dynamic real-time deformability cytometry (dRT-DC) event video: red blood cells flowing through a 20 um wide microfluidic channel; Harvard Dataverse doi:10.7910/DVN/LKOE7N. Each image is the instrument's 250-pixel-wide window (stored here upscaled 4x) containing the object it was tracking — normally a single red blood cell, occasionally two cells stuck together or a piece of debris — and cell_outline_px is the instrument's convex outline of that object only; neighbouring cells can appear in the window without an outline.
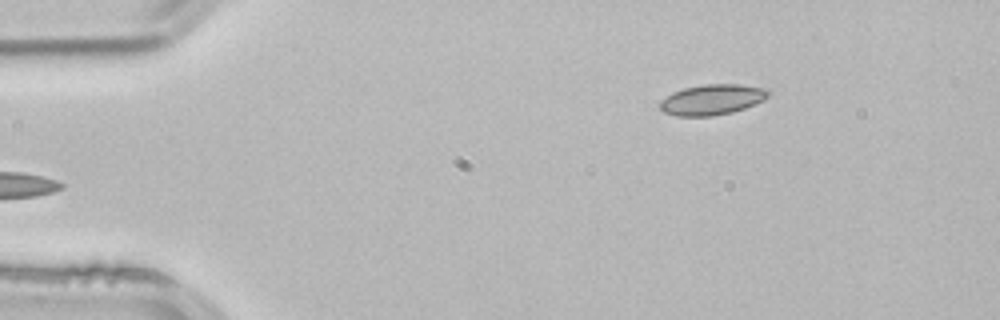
{"species": "common noctule bat (a hibernating species)", "species_latin": "Nyctalus noctula", "temperature_condition": "room temperature", "stored_images_in_passage": 2, "camera_frame_rate_fps": 3000, "um_per_image_px": 0.085, "animal": {"sex": "male", "body_mass_g": 21.5, "forearm_length_mm": 52.0}, "frame": {"image": 1, "passage_image": 2, "time_ms": 0.333, "image_size_px": [1000, 320], "cell_outline_px": [[772, 92], [764, 100], [756, 104], [732, 112], [712, 116], [676, 116], [664, 112], [660, 108], [660, 100], [672, 92], [684, 88], [704, 84], [740, 84], [768, 88]], "centroid_in_image_um": [60.56, 8.46], "position_along_channel_um": 24.4, "area_um2": 19.48}}